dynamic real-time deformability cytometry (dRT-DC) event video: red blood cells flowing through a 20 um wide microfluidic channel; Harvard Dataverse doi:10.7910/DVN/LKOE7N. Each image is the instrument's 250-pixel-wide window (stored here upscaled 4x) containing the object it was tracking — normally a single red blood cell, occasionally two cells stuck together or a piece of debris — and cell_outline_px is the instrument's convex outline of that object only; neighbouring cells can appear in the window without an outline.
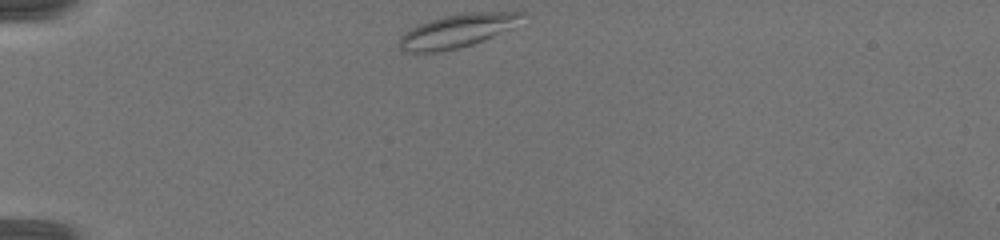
{"species": "common noctule bat (a hibernating species)", "species_latin": "Nyctalus noctula", "temperature_condition": "warm", "stored_images_in_passage": 24, "camera_frame_rate_fps": 3000, "um_per_image_px": 0.085, "animal": {"sex": "female", "body_mass_g": 19.5, "forearm_length_mm": 54.1}, "frame": {"image": 1, "passage_image": 1, "time_ms": 0.0, "image_size_px": [1000, 240], "cell_outline_px": [[528, 12], [508, 28], [484, 40], [460, 48], [440, 52], [408, 52], [400, 48], [396, 44], [400, 36], [404, 32], [428, 20], [444, 16], [464, 12]], "centroid_in_image_um": [38.76, 2.63], "position_along_channel_um": 46.2, "area_um2": 23.58}}
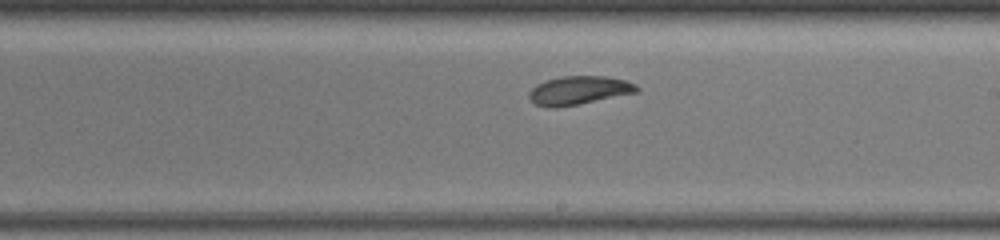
{"frame": {"image": 2, "passage_image": 15, "time_ms": 5.667, "image_size_px": [1000, 240], "cell_outline_px": [[640, 88], [636, 92], [556, 108], [552, 108], [536, 104], [528, 96], [528, 92], [536, 84], [560, 76], [608, 76], [628, 80], [636, 84]], "centroid_in_image_um": [49.21, 7.66], "position_along_channel_um": 239.8, "area_um2": 17.74}}
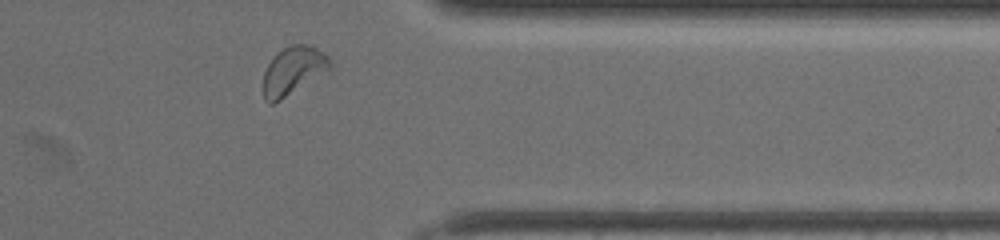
{"frame": {"image": 3, "passage_image": 22, "time_ms": 9.333, "image_size_px": [1000, 240], "cell_outline_px": [[332, 68], [280, 100], [272, 104], [268, 104], [264, 100], [264, 72], [268, 64], [276, 52], [292, 44], [312, 44], [324, 52], [332, 60]], "centroid_in_image_um": [24.94, 5.97], "position_along_channel_um": 386.5, "area_um2": 18.79}, "authors_computed_cell_mechanics": {"area_um2": 18.9006, "velocity_mm_per_s": 4.1505, "shape_relaxation_time_tau1_ms": 2.9984, "shape_relaxation_time_tau2_ms": 5.2983, "deformation_change_tau1": 0.1114, "deformation_change_tau2": 0.1241}}